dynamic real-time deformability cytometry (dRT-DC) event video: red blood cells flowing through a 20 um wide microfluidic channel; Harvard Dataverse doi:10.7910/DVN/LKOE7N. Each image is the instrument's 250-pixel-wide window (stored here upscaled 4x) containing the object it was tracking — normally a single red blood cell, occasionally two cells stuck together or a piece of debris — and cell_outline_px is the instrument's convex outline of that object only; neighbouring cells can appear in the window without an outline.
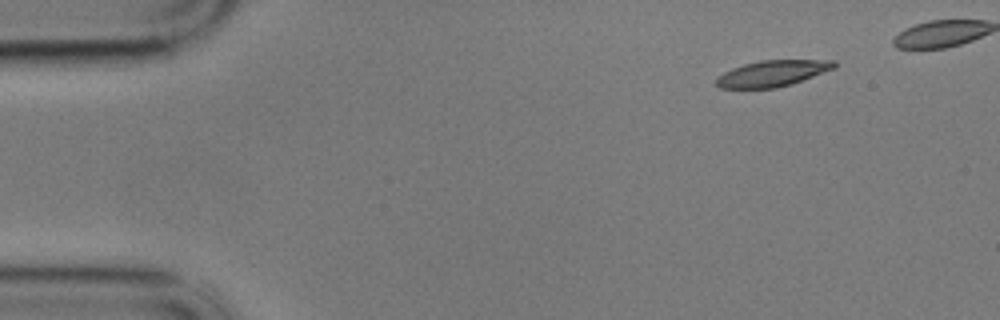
{"species": "common noctule bat (a hibernating species)", "species_latin": "Nyctalus noctula", "temperature_condition": "cold", "stored_images_in_passage": 46, "camera_frame_rate_fps": 3000, "um_per_image_px": 0.085, "animal": {"sex": "male", "body_mass_g": 17.9}, "frame": {"image": 1, "passage_image": 1, "time_ms": 0.0, "image_size_px": [1000, 320], "cell_outline_px": [[836, 68], [792, 84], [776, 88], [720, 88], [716, 84], [716, 76], [732, 68], [744, 64], [760, 60], [836, 60]], "centroid_in_image_um": [65.66, 6.24], "position_along_channel_um": 19.3, "area_um2": 18.03}}
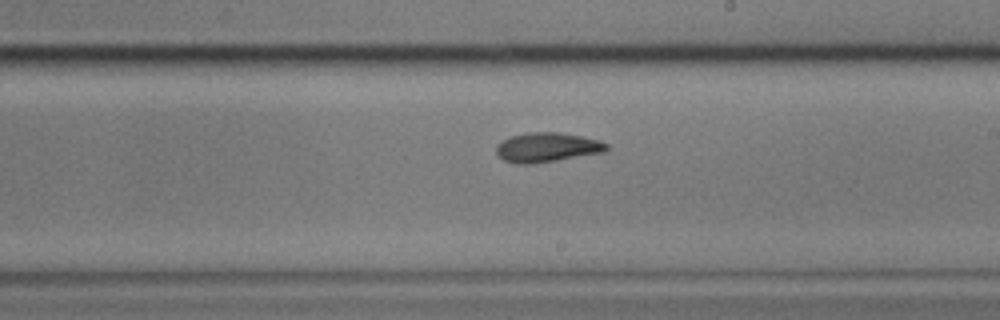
{"frame": {"image": 2, "passage_image": 28, "time_ms": 9.0, "image_size_px": [1000, 320], "cell_outline_px": [[608, 148], [604, 152], [556, 160], [528, 164], [516, 164], [504, 160], [496, 152], [496, 144], [500, 140], [512, 136], [528, 132], [556, 132], [580, 136], [600, 140], [608, 144]], "centroid_in_image_um": [46.47, 12.52], "position_along_channel_um": 242.5, "area_um2": 18.84}}
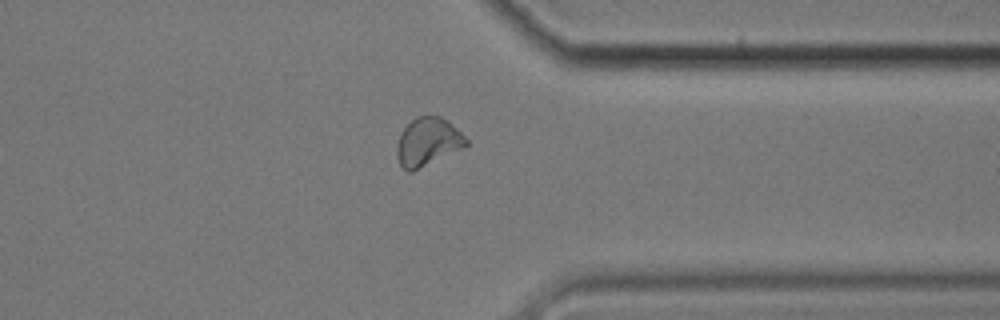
{"frame": {"image": 3, "passage_image": 40, "time_ms": 13.0, "image_size_px": [1000, 320], "cell_outline_px": [[468, 144], [464, 148], [412, 172], [408, 172], [400, 164], [396, 156], [396, 148], [400, 132], [416, 116], [440, 116], [456, 128], [468, 140]], "centroid_in_image_um": [36.35, 12.08], "position_along_channel_um": 375.1, "area_um2": 19.42}, "authors_computed_cell_mechanics": {"area_um2": 18.7272, "velocity_mm_per_s": 3.4193, "shape_relaxation_time_tau1_ms": 4.2365, "shape_relaxation_time_tau2_ms": 2.8275, "deformation_change_tau1": 0.1342, "deformation_change_tau2": 0.0863}}